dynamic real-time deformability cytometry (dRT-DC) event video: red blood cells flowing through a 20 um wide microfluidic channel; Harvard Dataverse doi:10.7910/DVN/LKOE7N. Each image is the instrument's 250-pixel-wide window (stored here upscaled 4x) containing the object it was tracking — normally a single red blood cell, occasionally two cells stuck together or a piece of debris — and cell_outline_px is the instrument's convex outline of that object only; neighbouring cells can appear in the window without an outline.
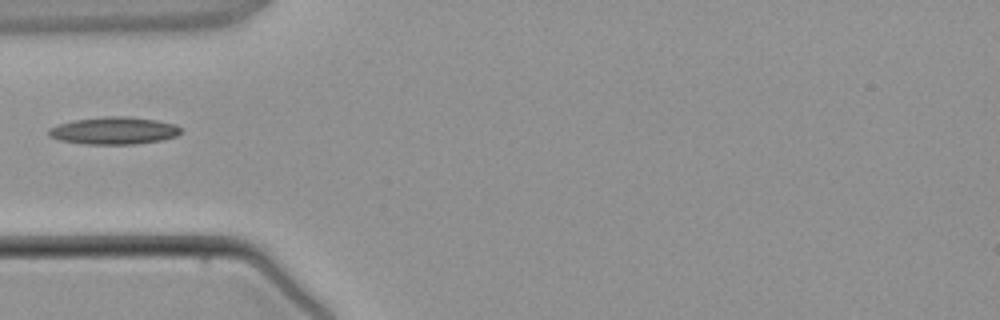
{"species": "common noctule bat (a hibernating species)", "species_latin": "Nyctalus noctula", "temperature_condition": "warm", "stored_images_in_passage": 1, "camera_frame_rate_fps": 3000, "um_per_image_px": 0.085, "animal": {"sex": "male", "body_mass_g": 21.5, "forearm_length_mm": 52.0}, "frame": {"image": 1, "passage_image": 1, "time_ms": 0.0, "image_size_px": [1000, 320], "cell_outline_px": [[180, 132], [176, 136], [160, 140], [136, 144], [84, 144], [60, 140], [48, 136], [48, 128], [72, 120], [104, 116], [124, 116], [156, 120], [176, 124], [180, 128]], "centroid_in_image_um": [9.65, 11.1], "position_along_channel_um": 75.3, "area_um2": 21.04}}